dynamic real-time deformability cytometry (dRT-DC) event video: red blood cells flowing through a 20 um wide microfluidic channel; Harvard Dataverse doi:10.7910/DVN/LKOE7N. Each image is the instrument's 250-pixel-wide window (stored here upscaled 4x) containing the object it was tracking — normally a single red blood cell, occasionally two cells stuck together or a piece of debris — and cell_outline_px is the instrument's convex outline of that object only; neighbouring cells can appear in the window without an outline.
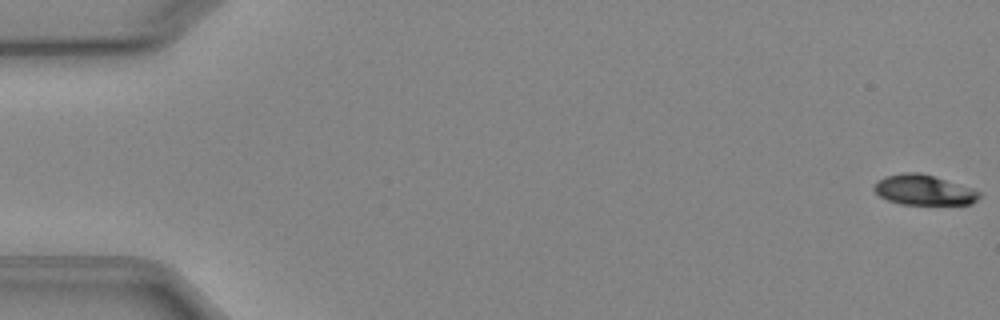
{"species": "Egyptian fruit bat (a non-hibernating species)", "species_latin": "Rousettus aegyptiacus", "temperature_condition": "cold", "stored_images_in_passage": 5, "camera_frame_rate_fps": 3000, "um_per_image_px": 0.085, "animal": {"sex": "female"}, "frame": {"image": 1, "passage_image": 1, "time_ms": 0.0, "image_size_px": [1000, 320], "cell_outline_px": [[980, 196], [972, 204], [900, 204], [888, 200], [880, 196], [872, 188], [876, 180], [884, 176], [904, 172], [920, 172], [972, 188], [980, 192]], "centroid_in_image_um": [78.48, 16.14], "position_along_channel_um": 6.5, "area_um2": 18.5}}